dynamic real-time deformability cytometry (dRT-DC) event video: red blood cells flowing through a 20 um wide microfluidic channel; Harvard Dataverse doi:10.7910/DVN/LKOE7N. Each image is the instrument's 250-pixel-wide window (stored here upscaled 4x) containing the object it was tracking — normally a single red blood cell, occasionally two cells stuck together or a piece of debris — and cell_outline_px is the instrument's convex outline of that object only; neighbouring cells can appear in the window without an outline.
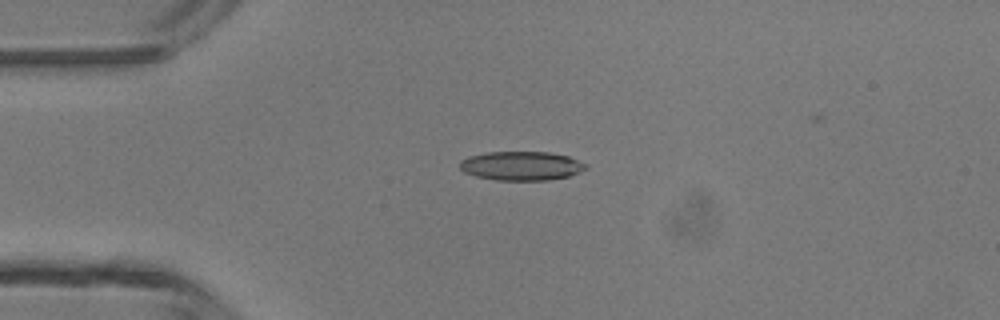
{"species": "common noctule bat (a hibernating species)", "species_latin": "Nyctalus noctula", "temperature_condition": "room temperature", "stored_images_in_passage": 6, "camera_frame_rate_fps": 3000, "um_per_image_px": 0.085, "animal": {"sex": "male", "body_mass_g": 13.3}, "frame": {"image": 1, "passage_image": 4, "time_ms": 3.667, "image_size_px": [1000, 320], "cell_outline_px": [[588, 168], [580, 172], [568, 176], [548, 180], [496, 180], [476, 176], [464, 172], [460, 168], [460, 160], [468, 156], [488, 152], [548, 152], [568, 156], [588, 164]], "centroid_in_image_um": [44.33, 14.09], "position_along_channel_um": 40.7, "area_um2": 21.33}}
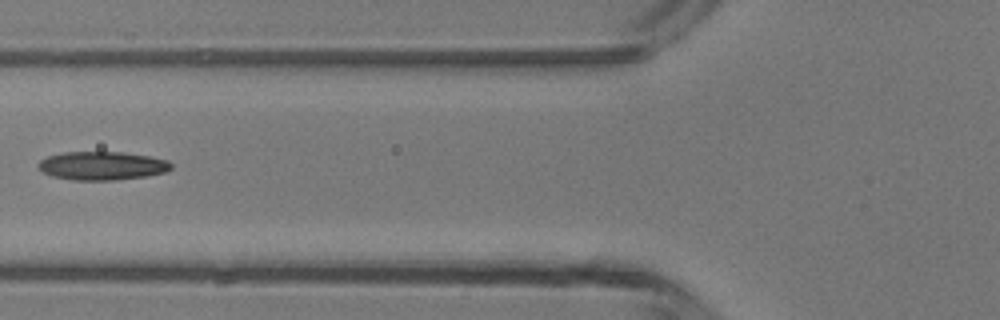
{"frame": {"image": 2, "passage_image": 6, "time_ms": 6.0, "image_size_px": [1000, 320], "cell_outline_px": [[172, 168], [164, 172], [148, 176], [116, 180], [72, 180], [52, 176], [40, 172], [36, 168], [36, 164], [40, 160], [48, 156], [64, 152], [124, 152], [148, 156], [168, 160], [172, 164]], "centroid_in_image_um": [8.63, 14.09], "position_along_channel_um": 117.2, "area_um2": 22.31}}